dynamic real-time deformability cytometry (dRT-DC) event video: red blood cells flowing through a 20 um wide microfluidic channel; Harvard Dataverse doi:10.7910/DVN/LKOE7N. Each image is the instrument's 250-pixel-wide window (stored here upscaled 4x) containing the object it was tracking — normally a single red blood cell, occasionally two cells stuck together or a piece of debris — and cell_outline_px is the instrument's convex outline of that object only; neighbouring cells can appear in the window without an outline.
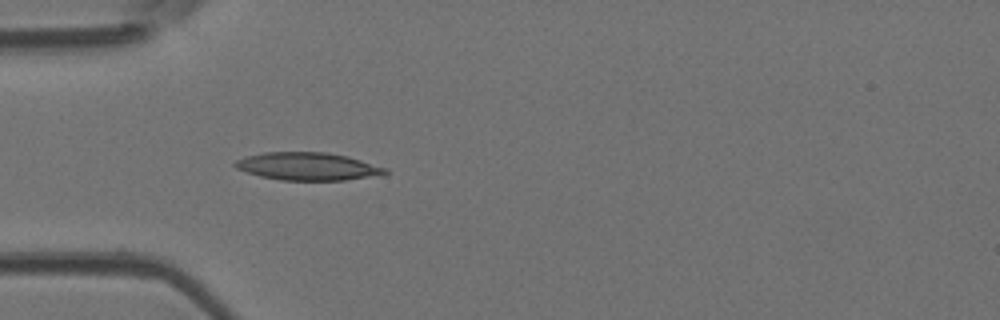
{"species": "Egyptian fruit bat (a non-hibernating species)", "species_latin": "Rousettus aegyptiacus", "temperature_condition": "room temperature", "stored_images_in_passage": 4, "camera_frame_rate_fps": 3000, "um_per_image_px": 0.085, "animal": {"sex": "female"}, "frame": {"image": 1, "passage_image": 4, "time_ms": 1.0, "image_size_px": [1000, 320], "cell_outline_px": [[388, 172], [384, 176], [344, 180], [280, 180], [260, 176], [236, 168], [232, 164], [236, 160], [248, 156], [264, 152], [324, 152], [348, 156], [388, 168]], "centroid_in_image_um": [26.23, 14.15], "position_along_channel_um": 58.8, "area_um2": 24.45}}